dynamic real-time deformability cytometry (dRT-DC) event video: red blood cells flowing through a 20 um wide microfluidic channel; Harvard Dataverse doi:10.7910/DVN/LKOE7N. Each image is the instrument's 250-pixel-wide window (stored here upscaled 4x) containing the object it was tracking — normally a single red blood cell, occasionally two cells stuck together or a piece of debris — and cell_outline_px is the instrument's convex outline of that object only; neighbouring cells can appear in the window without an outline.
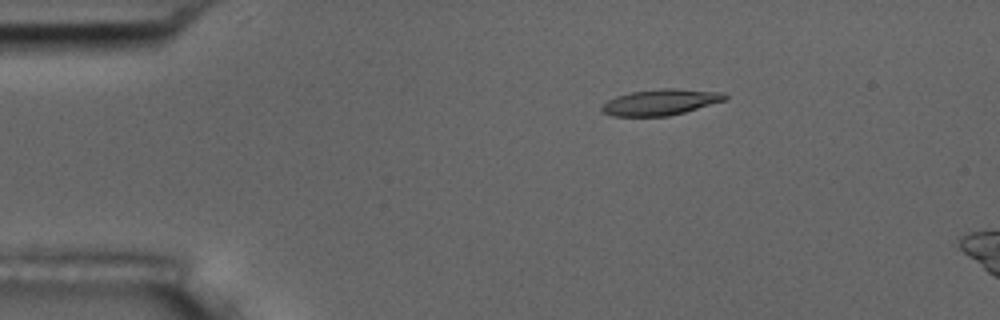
{"species": "common noctule bat (a hibernating species)", "species_latin": "Nyctalus noctula", "temperature_condition": "room temperature", "stored_images_in_passage": 4, "camera_frame_rate_fps": 3000, "um_per_image_px": 0.085, "animal": {"sex": "male", "body_mass_g": 17.5, "forearm_length_mm": 52.3}, "frame": {"image": 1, "passage_image": 3, "time_ms": 2.333, "image_size_px": [1000, 320], "cell_outline_px": [[728, 96], [724, 100], [684, 112], [668, 116], [612, 116], [600, 112], [600, 108], [608, 100], [616, 96], [632, 92], [660, 88], [676, 88], [724, 92]], "centroid_in_image_um": [56.12, 8.68], "position_along_channel_um": 28.9, "area_um2": 18.61}}